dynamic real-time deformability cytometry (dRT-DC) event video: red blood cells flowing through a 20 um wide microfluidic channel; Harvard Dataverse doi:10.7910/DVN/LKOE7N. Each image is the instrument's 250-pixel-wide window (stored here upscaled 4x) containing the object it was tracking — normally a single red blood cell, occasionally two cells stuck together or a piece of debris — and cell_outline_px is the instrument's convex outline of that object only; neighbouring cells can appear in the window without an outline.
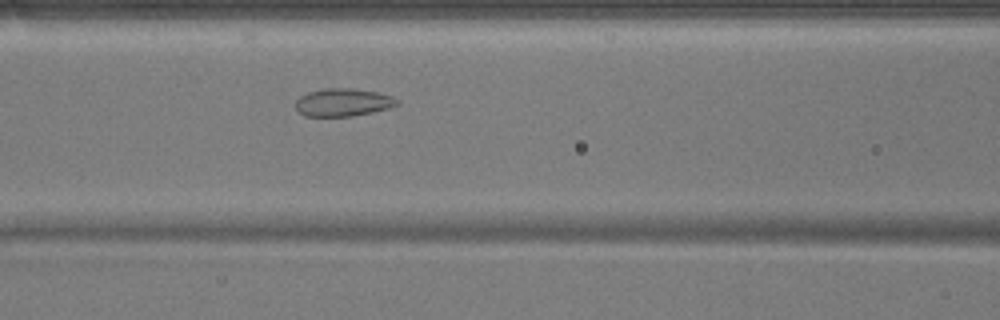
{"species": "common noctule bat (a hibernating species)", "species_latin": "Nyctalus noctula", "temperature_condition": "warm", "stored_images_in_passage": 21, "camera_frame_rate_fps": 3000, "um_per_image_px": 0.085, "animal": {"sex": "male", "body_mass_g": 17.9}, "frame": {"image": 1, "passage_image": 11, "time_ms": 3.333, "image_size_px": [1000, 320], "cell_outline_px": [[400, 104], [388, 108], [372, 112], [352, 116], [304, 116], [296, 112], [296, 100], [300, 96], [308, 92], [324, 88], [352, 88], [376, 92], [392, 96]], "centroid_in_image_um": [29.11, 8.7], "position_along_channel_um": 137.5, "area_um2": 16.47}}
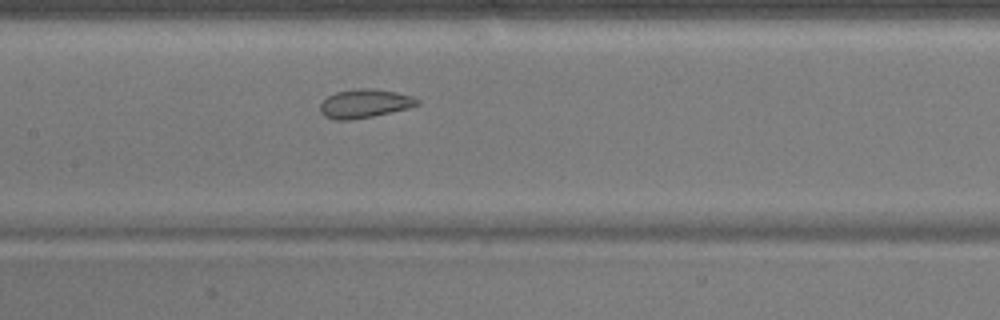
{"frame": {"image": 2, "passage_image": 14, "time_ms": 4.333, "image_size_px": [1000, 320], "cell_outline_px": [[420, 104], [408, 108], [372, 116], [352, 120], [336, 120], [324, 116], [320, 112], [320, 104], [328, 96], [336, 92], [352, 88], [368, 88], [396, 92], [412, 96], [420, 100]], "centroid_in_image_um": [30.98, 8.8], "position_along_channel_um": 176.4, "area_um2": 16.24}}